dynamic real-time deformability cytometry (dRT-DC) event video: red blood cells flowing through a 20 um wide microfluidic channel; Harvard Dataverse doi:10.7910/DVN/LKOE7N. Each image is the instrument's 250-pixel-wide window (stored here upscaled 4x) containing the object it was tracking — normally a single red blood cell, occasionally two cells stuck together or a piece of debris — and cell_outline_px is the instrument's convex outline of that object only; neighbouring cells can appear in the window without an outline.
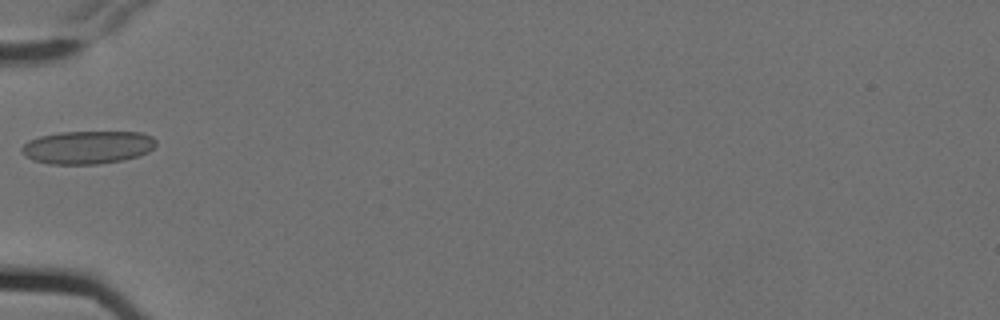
{"species": "Egyptian fruit bat (a non-hibernating species)", "species_latin": "Rousettus aegyptiacus", "temperature_condition": "cold", "stored_images_in_passage": 7, "camera_frame_rate_fps": 3000, "um_per_image_px": 0.085, "animal": {"sex": "female"}, "frame": {"image": 1, "passage_image": 7, "time_ms": 2.0, "image_size_px": [1000, 320], "cell_outline_px": [[156, 144], [148, 152], [124, 160], [100, 164], [48, 164], [32, 160], [24, 156], [20, 148], [28, 140], [40, 136], [60, 132], [140, 132], [152, 136], [156, 140]], "centroid_in_image_um": [7.42, 12.52], "position_along_channel_um": 77.6, "area_um2": 26.01}}